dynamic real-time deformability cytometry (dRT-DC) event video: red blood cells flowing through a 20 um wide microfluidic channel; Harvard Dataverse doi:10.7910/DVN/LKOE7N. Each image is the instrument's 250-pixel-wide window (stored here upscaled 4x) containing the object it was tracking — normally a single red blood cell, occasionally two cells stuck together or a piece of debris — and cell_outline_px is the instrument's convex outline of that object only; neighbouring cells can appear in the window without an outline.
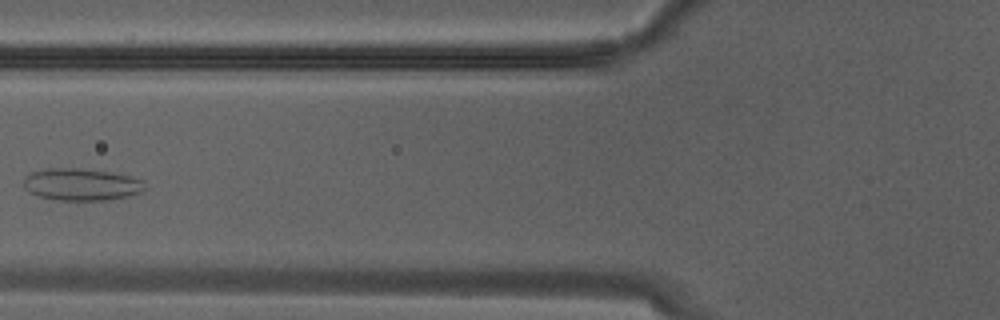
{"species": "Egyptian fruit bat (a non-hibernating species)", "species_latin": "Rousettus aegyptiacus", "temperature_condition": "warm", "stored_images_in_passage": 19, "camera_frame_rate_fps": 3000, "um_per_image_px": 0.085, "animal": {"sex": "male"}, "frame": {"image": 1, "passage_image": 11, "time_ms": 3.333, "image_size_px": [1000, 320], "cell_outline_px": [[144, 192], [132, 196], [104, 200], [60, 200], [40, 196], [28, 192], [24, 188], [24, 176], [32, 172], [48, 168], [80, 168], [108, 172], [128, 176], [144, 180]], "centroid_in_image_um": [6.93, 15.68], "position_along_channel_um": 118.9, "area_um2": 22.72}}